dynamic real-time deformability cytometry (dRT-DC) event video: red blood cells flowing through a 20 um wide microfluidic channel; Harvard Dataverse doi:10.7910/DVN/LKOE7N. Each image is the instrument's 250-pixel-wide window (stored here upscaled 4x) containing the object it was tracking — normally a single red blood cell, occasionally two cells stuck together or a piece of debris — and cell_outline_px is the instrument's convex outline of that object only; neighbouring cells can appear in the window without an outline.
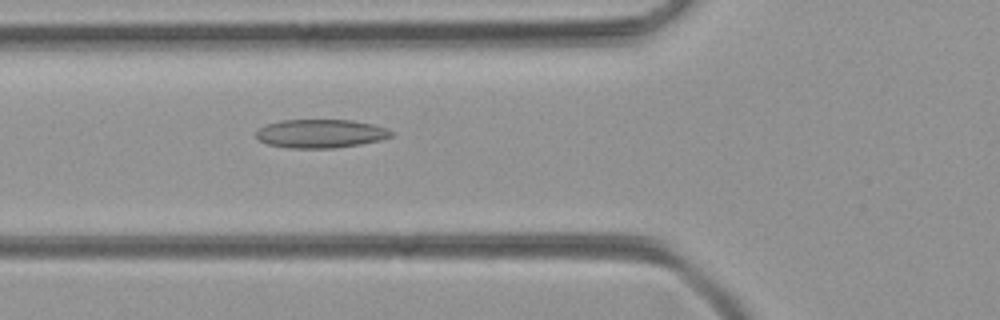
{"species": "common noctule bat (a hibernating species)", "species_latin": "Nyctalus noctula", "temperature_condition": "room temperature", "stored_images_in_passage": 51, "camera_frame_rate_fps": 3000, "um_per_image_px": 0.085, "animal": {"sex": "female", "body_mass_g": 21.9}, "frame": {"image": 1, "passage_image": 19, "time_ms": 6.0, "image_size_px": [1000, 320], "cell_outline_px": [[392, 136], [380, 140], [360, 144], [332, 148], [292, 148], [268, 144], [260, 140], [256, 136], [256, 132], [260, 128], [268, 124], [280, 120], [352, 120], [372, 124], [388, 128], [392, 132]], "centroid_in_image_um": [27.27, 11.35], "position_along_channel_um": 98.5, "area_um2": 22.31}}
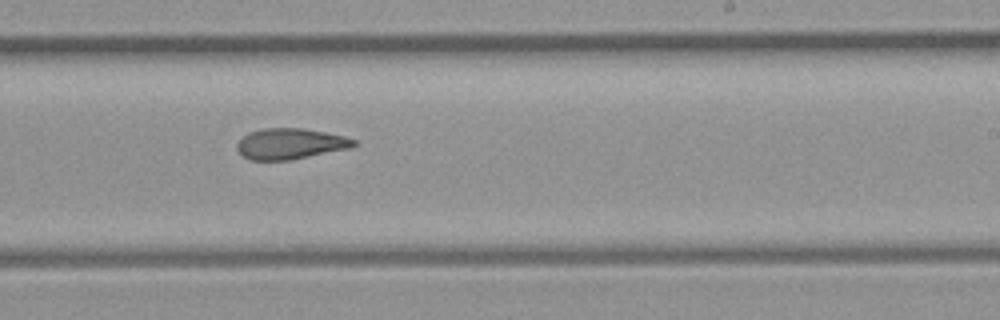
{"frame": {"image": 2, "passage_image": 31, "time_ms": 10.0, "image_size_px": [1000, 320], "cell_outline_px": [[356, 144], [348, 148], [288, 160], [252, 160], [244, 156], [236, 148], [236, 144], [248, 132], [264, 128], [304, 128], [344, 136], [356, 140]], "centroid_in_image_um": [24.64, 12.21], "position_along_channel_um": 264.4, "area_um2": 20.63}}
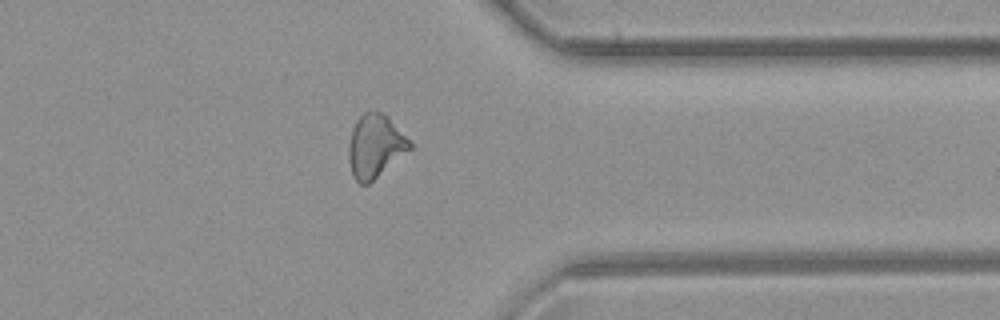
{"frame": {"image": 3, "passage_image": 40, "time_ms": 13.0, "image_size_px": [1000, 320], "cell_outline_px": [[412, 148], [368, 184], [360, 184], [352, 176], [348, 156], [348, 148], [352, 128], [356, 120], [364, 112], [380, 112], [388, 116], [412, 144]], "centroid_in_image_um": [31.87, 12.42], "position_along_channel_um": 379.5, "area_um2": 22.25}}